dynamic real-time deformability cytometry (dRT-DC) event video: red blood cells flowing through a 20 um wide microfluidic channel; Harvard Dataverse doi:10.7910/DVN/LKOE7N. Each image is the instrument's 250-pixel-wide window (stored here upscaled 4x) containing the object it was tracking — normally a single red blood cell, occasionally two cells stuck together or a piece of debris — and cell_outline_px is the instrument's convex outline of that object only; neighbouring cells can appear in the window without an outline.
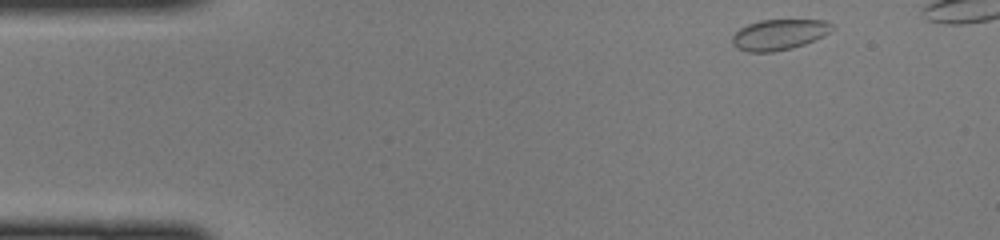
{"species": "common noctule bat (a hibernating species)", "species_latin": "Nyctalus noctula", "temperature_condition": "cold", "stored_images_in_passage": 38, "camera_frame_rate_fps": 3000, "um_per_image_px": 0.085, "animal": {"sex": "female", "body_mass_g": 22.0, "forearm_length_mm": 56.7}, "frame": {"image": 1, "passage_image": 1, "time_ms": 0.0, "image_size_px": [1000, 240], "cell_outline_px": [[832, 28], [824, 36], [804, 44], [792, 48], [772, 52], [748, 52], [736, 48], [732, 44], [732, 36], [740, 28], [748, 24], [760, 20], [824, 20], [832, 24]], "centroid_in_image_um": [66.18, 2.95], "position_along_channel_um": 18.8, "area_um2": 17.74}}
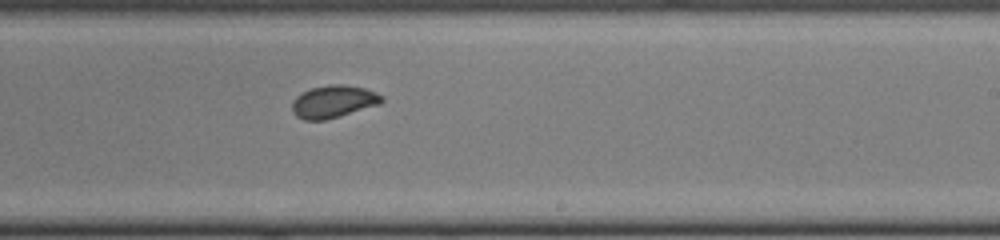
{"frame": {"image": 2, "passage_image": 24, "time_ms": 7.667, "image_size_px": [1000, 240], "cell_outline_px": [[384, 100], [380, 104], [340, 116], [324, 120], [304, 120], [296, 116], [292, 112], [292, 100], [296, 96], [312, 88], [332, 84], [344, 84], [364, 88], [376, 92], [384, 96]], "centroid_in_image_um": [28.35, 8.64], "position_along_channel_um": 260.7, "area_um2": 16.99}}
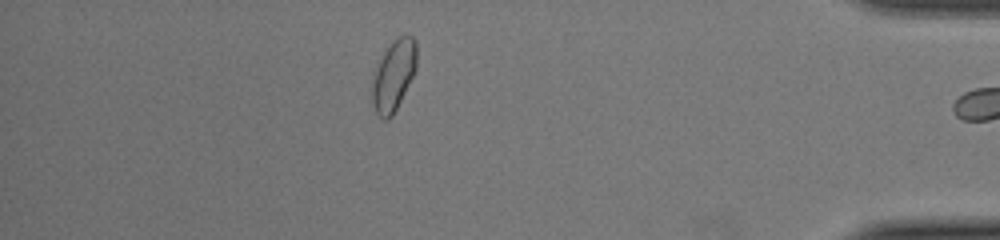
{"frame": {"image": 3, "passage_image": 37, "time_ms": 12.0, "image_size_px": [1000, 240], "cell_outline_px": [[416, 68], [392, 116], [388, 120], [384, 120], [376, 112], [372, 104], [372, 84], [376, 64], [384, 52], [404, 32], [412, 36], [416, 40]], "centroid_in_image_um": [33.45, 6.39], "position_along_channel_um": 401.8, "area_um2": 18.03}}